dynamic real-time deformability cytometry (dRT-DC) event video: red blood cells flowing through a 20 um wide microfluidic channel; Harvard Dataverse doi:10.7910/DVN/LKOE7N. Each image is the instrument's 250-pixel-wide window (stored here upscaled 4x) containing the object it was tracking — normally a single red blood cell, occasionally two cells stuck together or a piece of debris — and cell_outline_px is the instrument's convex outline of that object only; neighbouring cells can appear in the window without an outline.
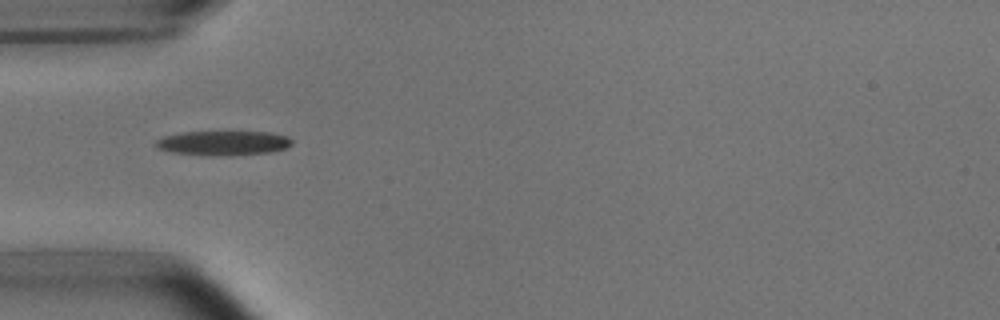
{"species": "common noctule bat (a hibernating species)", "species_latin": "Nyctalus noctula", "temperature_condition": "room temperature", "stored_images_in_passage": 7, "camera_frame_rate_fps": 3000, "um_per_image_px": 0.085, "animal": {"sex": "male", "body_mass_g": 15.6}, "frame": {"image": 1, "passage_image": 5, "time_ms": 1.333, "image_size_px": [1000, 320], "cell_outline_px": [[292, 144], [284, 148], [272, 152], [212, 156], [172, 152], [160, 148], [152, 144], [156, 140], [164, 136], [184, 132], [268, 132], [288, 136], [292, 140]], "centroid_in_image_um": [18.97, 12.15], "position_along_channel_um": 66.0, "area_um2": 19.25}}
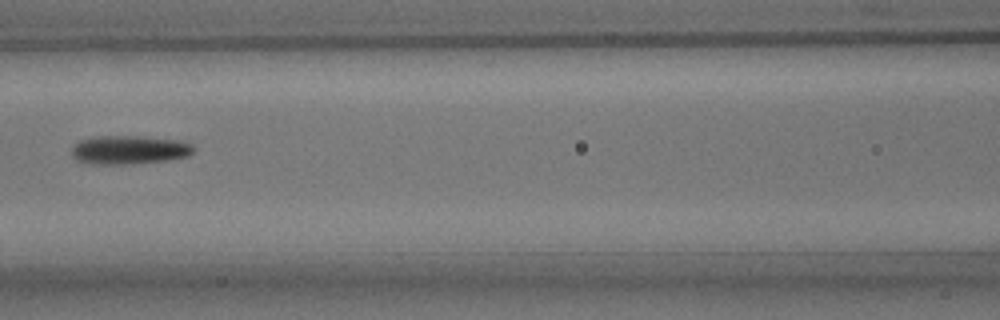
{"frame": {"image": 2, "passage_image": 7, "time_ms": 2.0, "image_size_px": [1000, 320], "cell_outline_px": [[196, 148], [188, 156], [168, 160], [132, 164], [92, 164], [76, 160], [72, 156], [72, 148], [80, 140], [100, 136], [136, 136], [176, 140], [192, 144]], "centroid_in_image_um": [10.98, 12.75], "position_along_channel_um": 155.6, "area_um2": 20.29}}